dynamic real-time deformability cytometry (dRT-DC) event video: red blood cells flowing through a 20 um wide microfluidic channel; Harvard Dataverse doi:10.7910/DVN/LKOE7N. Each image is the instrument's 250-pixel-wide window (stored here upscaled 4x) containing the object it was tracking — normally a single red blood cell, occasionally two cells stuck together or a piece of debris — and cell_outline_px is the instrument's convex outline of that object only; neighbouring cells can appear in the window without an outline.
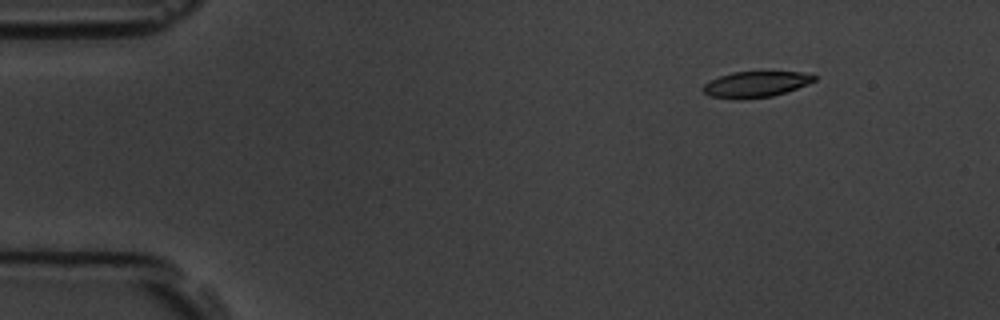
{"species": "common noctule bat (a hibernating species)", "species_latin": "Nyctalus noctula", "temperature_condition": "room temperature", "stored_images_in_passage": 6, "camera_frame_rate_fps": 3000, "um_per_image_px": 0.085, "animal": {"sex": "male", "body_mass_g": 19.5, "forearm_length_mm": 54.6}, "frame": {"image": 1, "passage_image": 2, "time_ms": 1.333, "image_size_px": [1000, 320], "cell_outline_px": [[816, 80], [808, 84], [772, 96], [740, 100], [708, 96], [700, 88], [704, 84], [720, 76], [732, 72], [800, 72], [816, 76]], "centroid_in_image_um": [64.19, 7.18], "position_along_channel_um": 20.8, "area_um2": 16.7}}
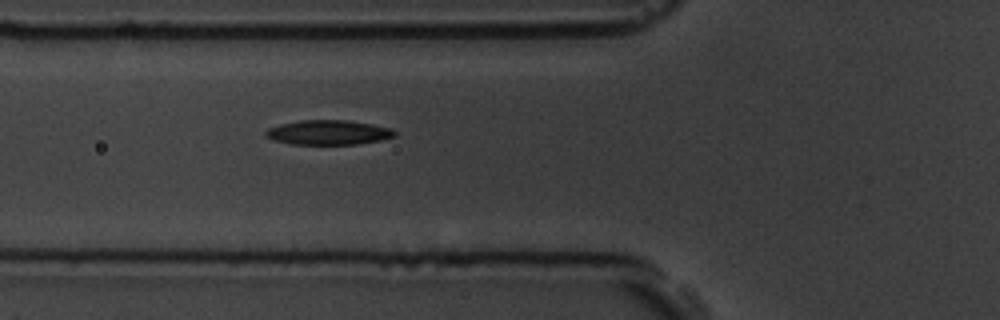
{"frame": {"image": 2, "passage_image": 6, "time_ms": 5.667, "image_size_px": [1000, 320], "cell_outline_px": [[396, 136], [380, 140], [356, 144], [292, 144], [272, 140], [264, 136], [264, 132], [268, 128], [280, 124], [300, 120], [348, 120], [372, 124], [392, 128], [396, 132]], "centroid_in_image_um": [27.89, 11.25], "position_along_channel_um": 97.9, "area_um2": 18.61}}